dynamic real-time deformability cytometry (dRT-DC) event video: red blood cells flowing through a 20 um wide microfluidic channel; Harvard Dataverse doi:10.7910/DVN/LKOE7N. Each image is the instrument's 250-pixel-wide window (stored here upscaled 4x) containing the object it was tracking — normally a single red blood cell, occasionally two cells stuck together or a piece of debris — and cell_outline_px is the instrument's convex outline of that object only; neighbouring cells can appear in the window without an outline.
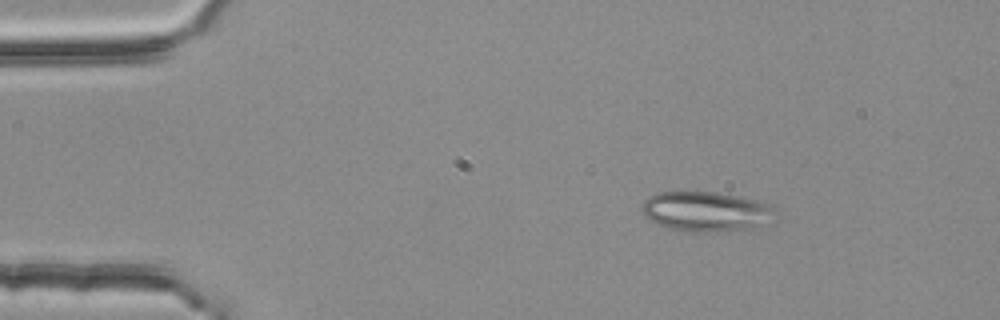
{"species": "common noctule bat (a hibernating species)", "species_latin": "Nyctalus noctula", "temperature_condition": "room temperature", "stored_images_in_passage": 3, "camera_frame_rate_fps": 3000, "um_per_image_px": 0.085, "animal": {"sex": "female", "body_mass_g": 25.1}, "frame": {"image": 1, "passage_image": 1, "time_ms": 0.0, "image_size_px": [1000, 320], "cell_outline_px": [[776, 220], [768, 224], [752, 228], [708, 232], [684, 232], [668, 228], [656, 224], [648, 220], [644, 212], [644, 200], [648, 196], [656, 192], [712, 192], [740, 196], [756, 200], [768, 204], [772, 208]], "centroid_in_image_um": [60.02, 17.99], "position_along_channel_um": 25.0, "area_um2": 31.15}}